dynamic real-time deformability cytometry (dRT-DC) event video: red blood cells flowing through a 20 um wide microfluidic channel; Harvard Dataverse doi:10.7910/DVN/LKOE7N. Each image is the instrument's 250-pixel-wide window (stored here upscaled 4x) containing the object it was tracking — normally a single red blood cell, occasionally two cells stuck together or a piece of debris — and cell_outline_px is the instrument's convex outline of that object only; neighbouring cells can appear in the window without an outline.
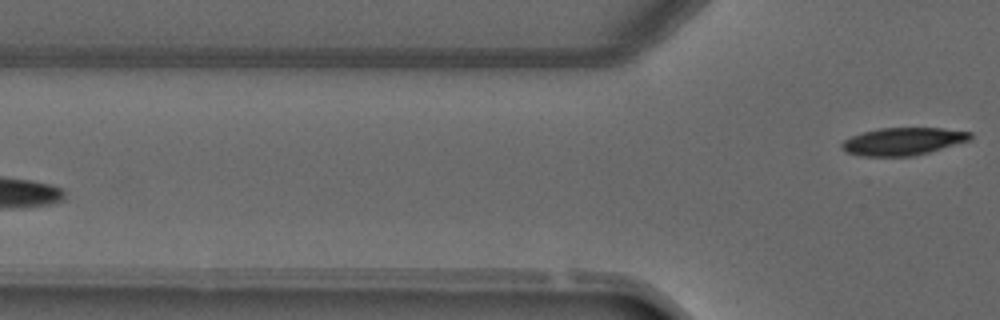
{"species": "common noctule bat (a hibernating species)", "species_latin": "Nyctalus noctula", "temperature_condition": "warm", "stored_images_in_passage": 3, "camera_frame_rate_fps": 3000, "um_per_image_px": 0.085, "animal": {"sex": "male", "forearm_length_mm": 52.5}, "frame": {"image": 1, "passage_image": 3, "time_ms": 2.333, "image_size_px": [1000, 320], "cell_outline_px": [[972, 136], [968, 140], [928, 152], [912, 156], [860, 156], [848, 152], [840, 148], [840, 144], [844, 140], [852, 136], [864, 132], [880, 128], [944, 128], [972, 132]], "centroid_in_image_um": [76.72, 12.01], "position_along_channel_um": 49.1, "area_um2": 20.4}}